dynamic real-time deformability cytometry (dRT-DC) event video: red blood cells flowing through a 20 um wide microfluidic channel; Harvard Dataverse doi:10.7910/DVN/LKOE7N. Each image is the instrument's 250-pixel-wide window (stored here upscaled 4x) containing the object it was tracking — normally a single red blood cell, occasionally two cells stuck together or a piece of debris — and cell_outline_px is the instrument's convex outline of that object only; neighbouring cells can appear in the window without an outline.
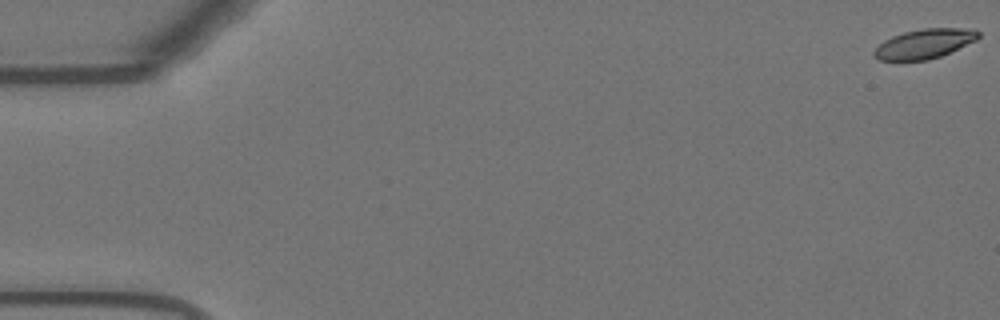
{"species": "Egyptian fruit bat (a non-hibernating species)", "species_latin": "Rousettus aegyptiacus", "temperature_condition": "warm", "stored_images_in_passage": 54, "camera_frame_rate_fps": 3000, "um_per_image_px": 0.085, "animal": {"sex": "female"}, "frame": {"image": 1, "passage_image": 1, "time_ms": 0.0, "image_size_px": [1000, 320], "cell_outline_px": [[980, 36], [976, 40], [940, 56], [928, 60], [880, 60], [872, 52], [884, 40], [892, 36], [904, 32], [924, 28], [976, 28], [980, 32]], "centroid_in_image_um": [78.61, 3.7], "position_along_channel_um": 6.4, "area_um2": 17.8}}
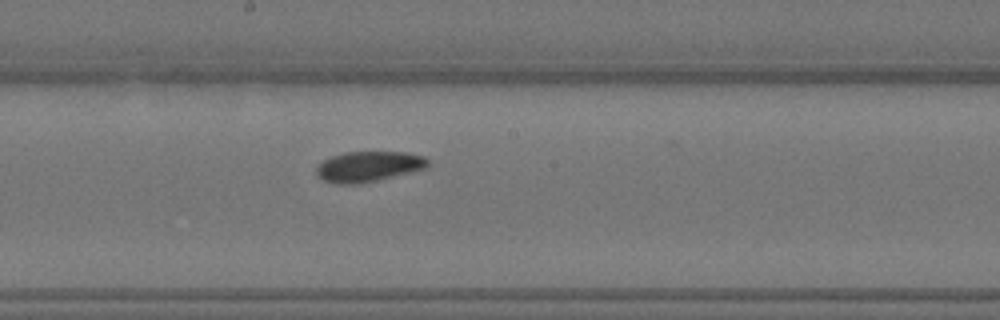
{"frame": {"image": 2, "passage_image": 31, "time_ms": 10.0, "image_size_px": [1000, 320], "cell_outline_px": [[428, 168], [376, 180], [356, 184], [336, 184], [324, 180], [316, 172], [316, 168], [324, 160], [332, 156], [344, 152], [408, 152], [424, 156], [428, 160]], "centroid_in_image_um": [31.35, 14.14], "position_along_channel_um": 216.8, "area_um2": 19.59}}
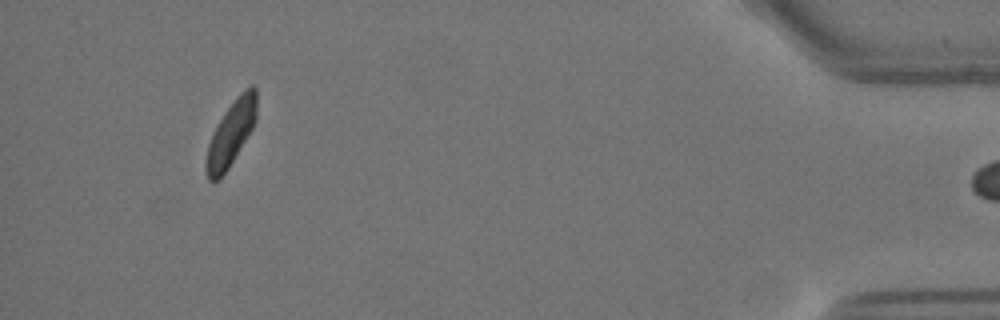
{"frame": {"image": 3, "passage_image": 53, "time_ms": 17.333, "image_size_px": [1000, 320], "cell_outline_px": [[256, 120], [252, 128], [228, 168], [220, 180], [208, 180], [204, 168], [204, 164], [208, 144], [224, 112], [236, 96], [244, 88], [252, 84], [256, 84]], "centroid_in_image_um": [19.63, 11.32], "position_along_channel_um": 415.6, "area_um2": 18.96}}